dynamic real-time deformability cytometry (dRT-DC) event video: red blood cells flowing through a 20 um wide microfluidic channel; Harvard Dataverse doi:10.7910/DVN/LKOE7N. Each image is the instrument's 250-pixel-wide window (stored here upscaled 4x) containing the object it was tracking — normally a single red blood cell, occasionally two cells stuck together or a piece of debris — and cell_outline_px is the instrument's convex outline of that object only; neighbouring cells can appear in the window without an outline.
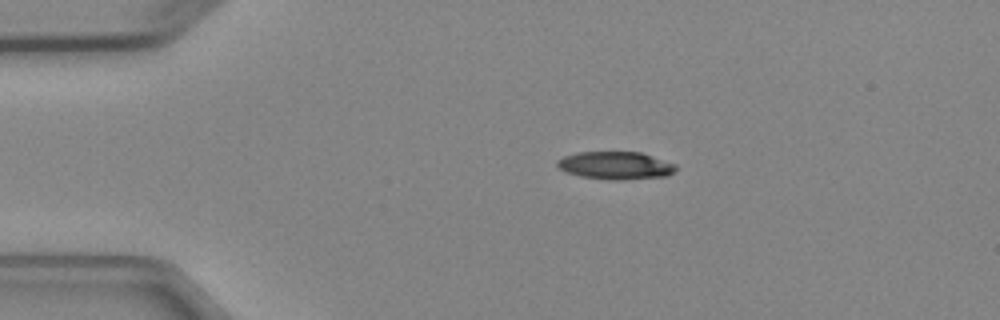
{"species": "Egyptian fruit bat (a non-hibernating species)", "species_latin": "Rousettus aegyptiacus", "temperature_condition": "cold", "stored_images_in_passage": 4, "camera_frame_rate_fps": 3000, "um_per_image_px": 0.085, "animal": {"sex": "female"}, "frame": {"image": 1, "passage_image": 1, "time_ms": 0.0, "image_size_px": [1000, 320], "cell_outline_px": [[676, 172], [668, 176], [620, 180], [612, 180], [580, 176], [564, 172], [556, 164], [556, 160], [564, 156], [576, 152], [640, 152], [676, 164]], "centroid_in_image_um": [52.32, 14.07], "position_along_channel_um": 32.7, "area_um2": 19.31}}
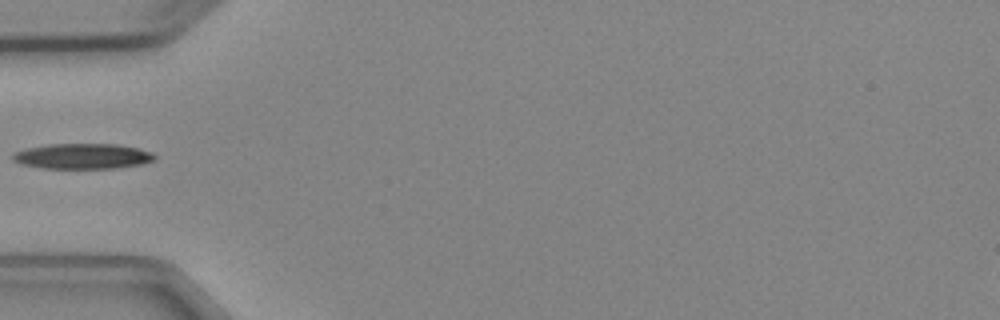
{"frame": {"image": 2, "passage_image": 3, "time_ms": 2.333, "image_size_px": [1000, 320], "cell_outline_px": [[156, 160], [140, 164], [116, 168], [40, 168], [20, 164], [12, 160], [12, 156], [16, 152], [28, 148], [48, 144], [116, 144], [136, 148], [152, 152], [156, 156]], "centroid_in_image_um": [7.02, 13.28], "position_along_channel_um": 78.0, "area_um2": 20.92}}